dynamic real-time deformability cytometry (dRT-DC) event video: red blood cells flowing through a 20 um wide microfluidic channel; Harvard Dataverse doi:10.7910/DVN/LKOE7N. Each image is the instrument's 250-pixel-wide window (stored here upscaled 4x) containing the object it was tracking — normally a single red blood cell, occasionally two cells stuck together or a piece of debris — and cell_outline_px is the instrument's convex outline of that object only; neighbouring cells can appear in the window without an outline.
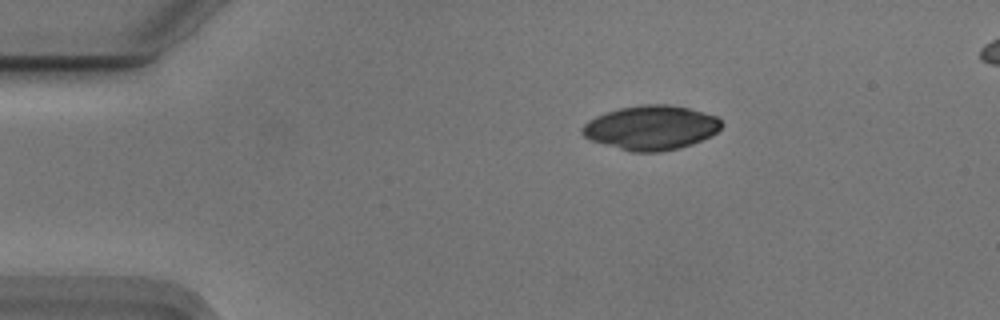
{"species": "Egyptian fruit bat (a non-hibernating species)", "species_latin": "Rousettus aegyptiacus", "temperature_condition": "cold", "stored_images_in_passage": 32, "camera_frame_rate_fps": 3000, "um_per_image_px": 0.085, "animal": {"sex": "male"}, "frame": {"image": 1, "passage_image": 1, "time_ms": 0.0, "image_size_px": [1000, 320], "cell_outline_px": [[724, 124], [716, 132], [692, 144], [680, 148], [660, 152], [632, 152], [592, 140], [584, 136], [580, 132], [580, 128], [588, 120], [596, 116], [620, 108], [644, 104], [668, 104], [688, 108], [704, 112], [716, 116]], "centroid_in_image_um": [55.34, 10.85], "position_along_channel_um": 29.7, "area_um2": 35.78}}